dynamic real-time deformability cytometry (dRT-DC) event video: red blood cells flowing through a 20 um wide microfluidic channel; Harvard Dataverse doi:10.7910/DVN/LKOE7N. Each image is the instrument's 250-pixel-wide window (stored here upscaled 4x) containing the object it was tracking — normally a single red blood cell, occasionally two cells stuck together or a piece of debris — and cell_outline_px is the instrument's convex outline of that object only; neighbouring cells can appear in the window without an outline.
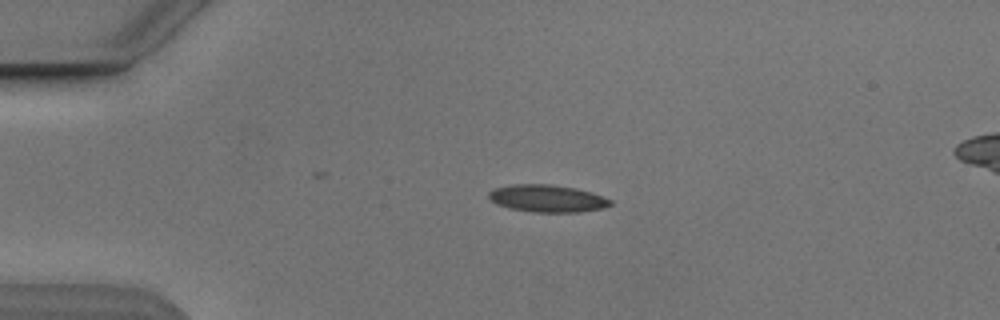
{"species": "Egyptian fruit bat (a non-hibernating species)", "species_latin": "Rousettus aegyptiacus", "temperature_condition": "cold", "stored_images_in_passage": 6, "segment_of_instrument_passage": [1, 2], "camera_frame_rate_fps": 3000, "um_per_image_px": 0.085, "animal": {"sex": "male"}, "frame": {"image": 1, "passage_image": 4, "time_ms": 3.667, "image_size_px": [1000, 320], "cell_outline_px": [[612, 204], [600, 208], [580, 212], [536, 212], [508, 208], [496, 204], [488, 196], [488, 192], [492, 188], [512, 184], [552, 184], [576, 188], [592, 192], [612, 200]], "centroid_in_image_um": [46.49, 16.85], "position_along_channel_um": 38.5, "area_um2": 19.42}}